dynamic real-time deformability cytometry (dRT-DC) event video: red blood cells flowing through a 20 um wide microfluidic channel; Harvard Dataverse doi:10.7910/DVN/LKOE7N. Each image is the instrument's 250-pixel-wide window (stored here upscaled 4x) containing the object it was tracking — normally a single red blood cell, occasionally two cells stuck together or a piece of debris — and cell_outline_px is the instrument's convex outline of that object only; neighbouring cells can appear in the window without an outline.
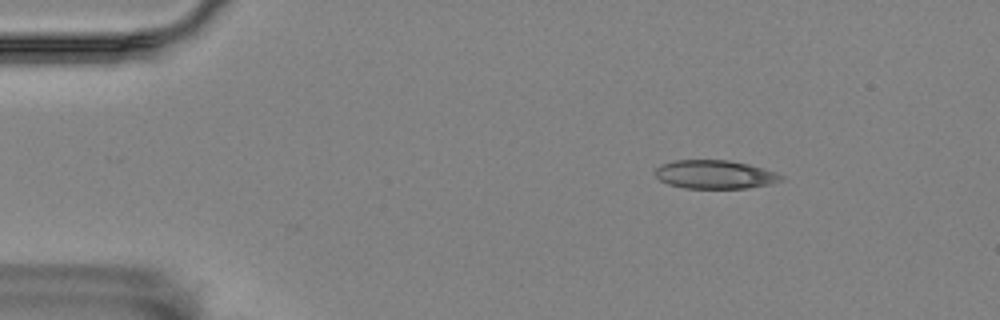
{"species": "Egyptian fruit bat (a non-hibernating species)", "species_latin": "Rousettus aegyptiacus", "temperature_condition": "room temperature", "stored_images_in_passage": 4, "camera_frame_rate_fps": 3000, "um_per_image_px": 0.085, "animal": {"sex": "female"}, "frame": {"image": 1, "passage_image": 2, "time_ms": 0.333, "image_size_px": [1000, 320], "cell_outline_px": [[784, 180], [772, 184], [748, 188], [684, 188], [668, 184], [660, 180], [656, 176], [656, 168], [660, 164], [672, 160], [728, 160], [748, 164], [764, 168], [776, 172], [784, 176]], "centroid_in_image_um": [60.79, 14.83], "position_along_channel_um": 24.2, "area_um2": 21.15}}